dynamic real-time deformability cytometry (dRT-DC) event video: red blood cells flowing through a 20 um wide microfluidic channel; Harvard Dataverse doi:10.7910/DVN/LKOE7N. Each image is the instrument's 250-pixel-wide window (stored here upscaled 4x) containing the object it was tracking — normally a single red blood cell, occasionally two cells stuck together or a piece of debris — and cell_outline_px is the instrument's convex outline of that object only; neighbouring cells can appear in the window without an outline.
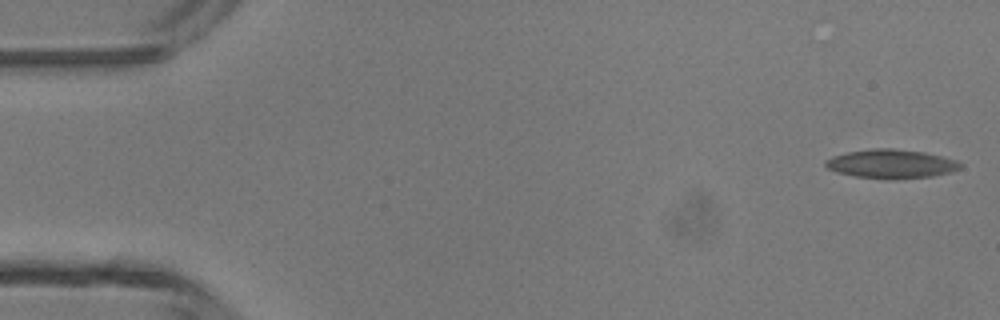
{"species": "common noctule bat (a hibernating species)", "species_latin": "Nyctalus noctula", "temperature_condition": "room temperature", "stored_images_in_passage": 47, "camera_frame_rate_fps": 3000, "um_per_image_px": 0.085, "animal": {"sex": "male", "body_mass_g": 13.3}, "frame": {"image": 1, "passage_image": 1, "time_ms": 0.0, "image_size_px": [1000, 320], "cell_outline_px": [[964, 164], [960, 168], [948, 172], [932, 176], [892, 180], [888, 180], [856, 176], [836, 172], [828, 168], [824, 164], [824, 160], [832, 156], [848, 152], [872, 148], [892, 148], [924, 152], [956, 160]], "centroid_in_image_um": [75.73, 13.93], "position_along_channel_um": 9.3, "area_um2": 22.77}}
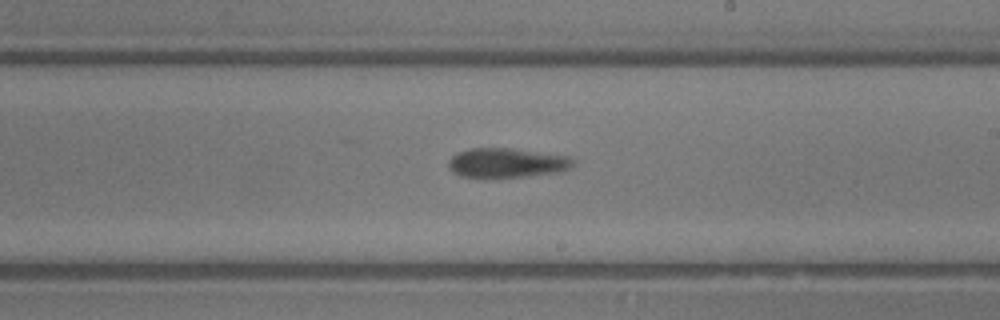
{"frame": {"image": 2, "passage_image": 27, "time_ms": 8.667, "image_size_px": [1000, 320], "cell_outline_px": [[576, 160], [568, 168], [560, 172], [528, 176], [460, 176], [452, 172], [448, 168], [448, 160], [456, 152], [472, 148], [512, 148], [568, 156]], "centroid_in_image_um": [43.06, 13.82], "position_along_channel_um": 245.9, "area_um2": 21.21}}
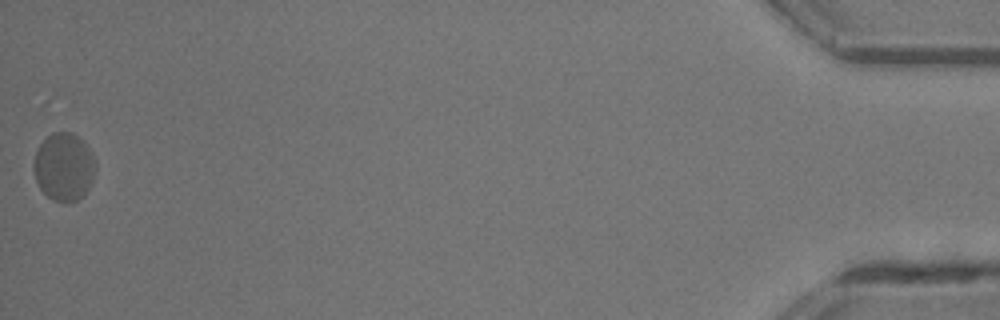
{"frame": {"image": 3, "passage_image": 47, "time_ms": 15.333, "image_size_px": [1000, 320], "cell_outline_px": [[96, 168], [92, 180], [84, 196], [68, 204], [52, 200], [40, 188], [36, 180], [32, 168], [32, 164], [36, 152], [40, 144], [52, 132], [72, 132], [84, 144], [96, 160]], "centroid_in_image_um": [5.42, 14.22], "position_along_channel_um": 429.8, "area_um2": 24.51}, "authors_computed_cell_mechanics": {"area_um2": 22.0796, "velocity_mm_per_s": 4.3202, "shape_relaxation_time_tau1_ms": null, "shape_relaxation_time_tau2_ms": 4.6596, "deformation_change_tau1": null, "deformation_change_tau2": 0.1168}}